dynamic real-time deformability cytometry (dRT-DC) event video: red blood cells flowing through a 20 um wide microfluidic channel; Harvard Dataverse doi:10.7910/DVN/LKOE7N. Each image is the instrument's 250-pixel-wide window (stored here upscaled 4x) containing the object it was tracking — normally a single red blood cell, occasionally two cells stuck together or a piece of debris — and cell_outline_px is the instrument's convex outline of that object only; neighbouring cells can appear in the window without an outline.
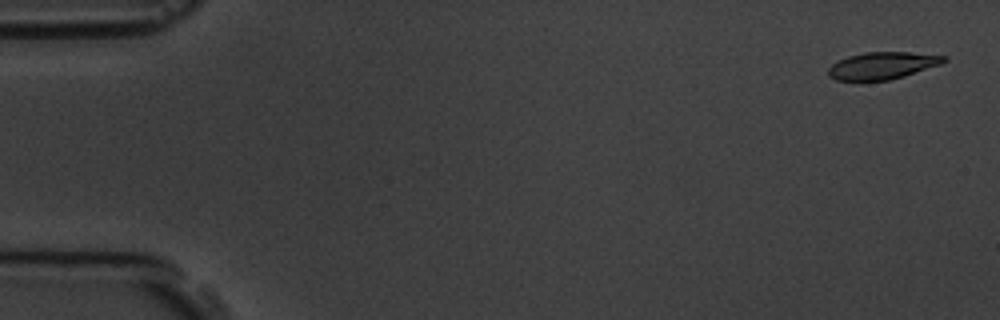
{"species": "common noctule bat (a hibernating species)", "species_latin": "Nyctalus noctula", "temperature_condition": "room temperature", "stored_images_in_passage": 5, "camera_frame_rate_fps": 3000, "um_per_image_px": 0.085, "animal": {"sex": "male", "body_mass_g": 19.5, "forearm_length_mm": 54.6}, "frame": {"image": 1, "passage_image": 1, "time_ms": 0.0, "image_size_px": [1000, 320], "cell_outline_px": [[948, 60], [940, 64], [904, 76], [888, 80], [836, 80], [828, 76], [828, 68], [836, 60], [848, 56], [864, 52], [908, 52], [948, 56]], "centroid_in_image_um": [74.98, 5.56], "position_along_channel_um": 10.0, "area_um2": 18.26}}
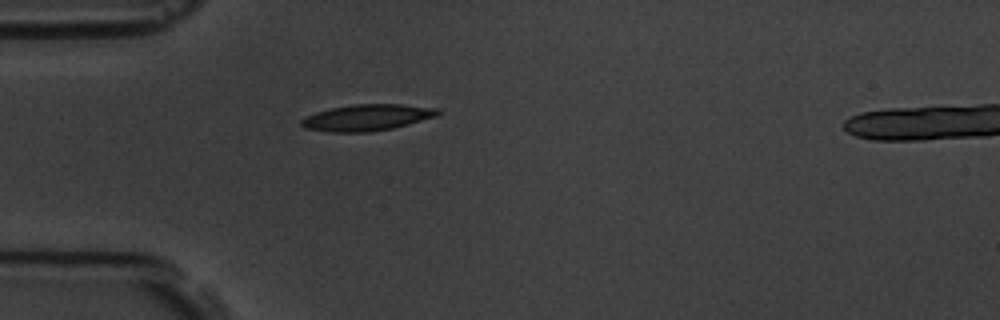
{"frame": {"image": 2, "passage_image": 5, "time_ms": 4.667, "image_size_px": [1000, 320], "cell_outline_px": [[440, 112], [436, 116], [408, 124], [392, 128], [368, 132], [328, 132], [304, 128], [300, 124], [300, 120], [316, 112], [332, 108], [356, 104], [400, 104], [440, 108]], "centroid_in_image_um": [31.2, 9.99], "position_along_channel_um": 53.8, "area_um2": 20.81}}